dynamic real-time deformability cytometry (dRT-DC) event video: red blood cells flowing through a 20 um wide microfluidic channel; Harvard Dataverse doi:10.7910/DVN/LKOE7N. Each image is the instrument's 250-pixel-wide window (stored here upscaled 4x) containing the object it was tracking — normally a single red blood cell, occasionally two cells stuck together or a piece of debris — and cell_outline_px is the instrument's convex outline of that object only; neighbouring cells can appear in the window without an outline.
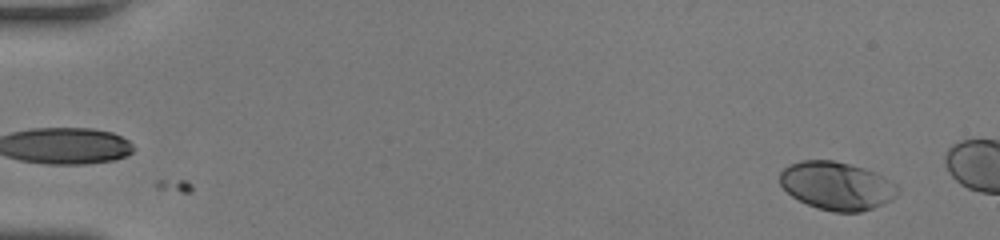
{"species": "human", "species_latin": "Homo sapiens", "temperature_condition": "room temperature", "stored_images_in_passage": 15, "camera_frame_rate_fps": 3000, "um_per_image_px": 0.085, "donor": {"sex": "female"}, "frame": {"image": 1, "passage_image": 1, "time_ms": 0.0, "image_size_px": [1000, 240], "cell_outline_px": [[900, 192], [892, 200], [872, 208], [860, 212], [832, 212], [816, 208], [792, 196], [780, 184], [780, 172], [788, 164], [800, 160], [832, 160], [864, 168], [876, 172], [884, 176], [896, 184], [900, 188]], "centroid_in_image_um": [71.14, 15.79], "position_along_channel_um": 13.9, "area_um2": 33.23}}